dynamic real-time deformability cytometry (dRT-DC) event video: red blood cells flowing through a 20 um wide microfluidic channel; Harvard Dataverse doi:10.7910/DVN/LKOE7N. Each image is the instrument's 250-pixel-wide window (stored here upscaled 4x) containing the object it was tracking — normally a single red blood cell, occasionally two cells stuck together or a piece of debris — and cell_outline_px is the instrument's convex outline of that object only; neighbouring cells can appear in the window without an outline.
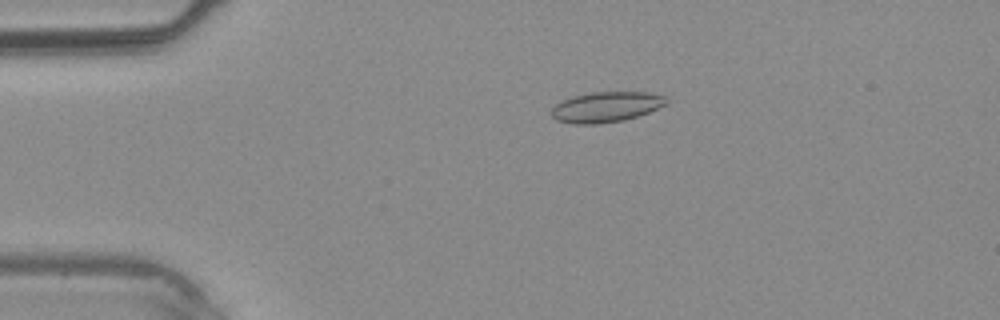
{"species": "common noctule bat (a hibernating species)", "species_latin": "Nyctalus noctula", "temperature_condition": "warm", "stored_images_in_passage": 31, "camera_frame_rate_fps": 3000, "um_per_image_px": 0.085, "animal": {"sex": "male", "body_mass_g": 20.4}, "frame": {"image": 1, "passage_image": 1, "time_ms": 0.0, "image_size_px": [1000, 320], "cell_outline_px": [[668, 104], [648, 112], [624, 120], [596, 124], [572, 124], [556, 120], [552, 116], [552, 108], [560, 100], [572, 96], [592, 92], [648, 92], [664, 96], [668, 100]], "centroid_in_image_um": [51.5, 9.09], "position_along_channel_um": 33.5, "area_um2": 20.4}}
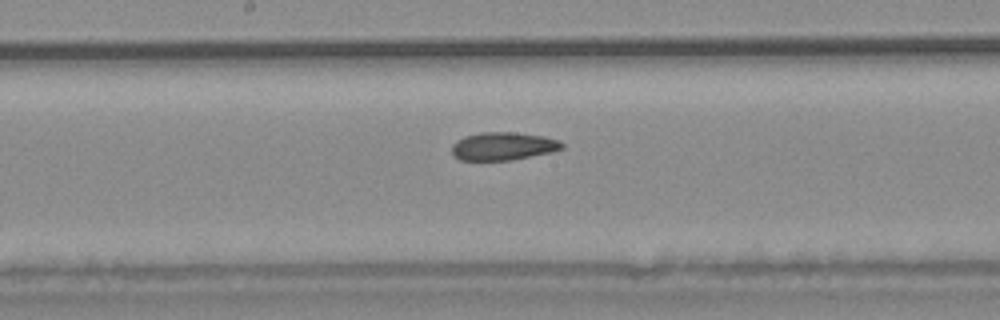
{"frame": {"image": 2, "passage_image": 13, "time_ms": 4.0, "image_size_px": [1000, 320], "cell_outline_px": [[564, 148], [552, 152], [512, 160], [460, 160], [452, 156], [452, 144], [456, 140], [464, 136], [480, 132], [516, 132], [544, 136], [560, 140], [564, 144]], "centroid_in_image_um": [42.77, 12.42], "position_along_channel_um": 205.4, "area_um2": 18.26}}
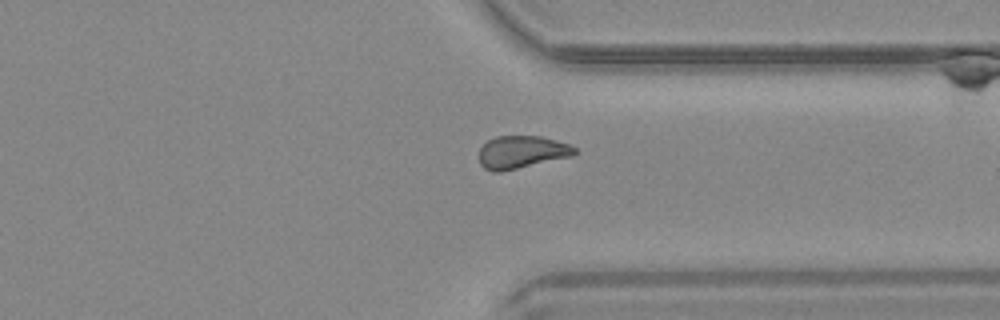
{"frame": {"image": 3, "passage_image": 22, "time_ms": 7.0, "image_size_px": [1000, 320], "cell_outline_px": [[576, 152], [572, 156], [500, 172], [492, 172], [484, 168], [480, 164], [480, 148], [488, 140], [496, 136], [540, 136], [556, 140], [568, 144], [576, 148]], "centroid_in_image_um": [44.32, 12.93], "position_along_channel_um": 367.1, "area_um2": 18.09}}